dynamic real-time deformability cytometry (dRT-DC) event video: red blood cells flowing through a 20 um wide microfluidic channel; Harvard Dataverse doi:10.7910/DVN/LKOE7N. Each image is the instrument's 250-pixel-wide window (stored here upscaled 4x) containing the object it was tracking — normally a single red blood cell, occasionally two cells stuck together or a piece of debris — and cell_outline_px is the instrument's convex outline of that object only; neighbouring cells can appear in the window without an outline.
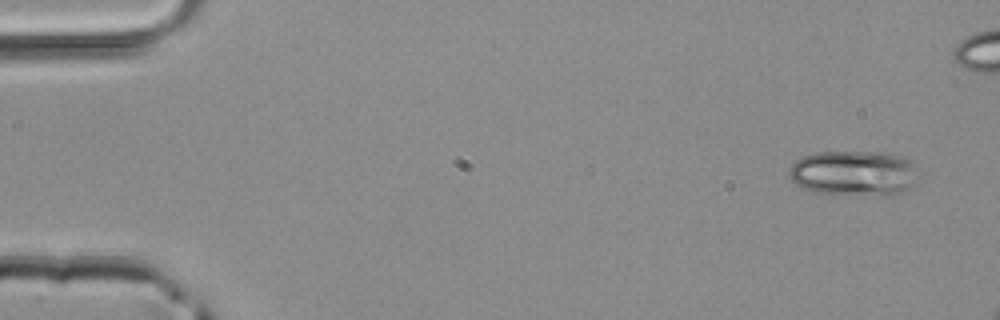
{"species": "common noctule bat (a hibernating species)", "species_latin": "Nyctalus noctula", "temperature_condition": "room temperature", "stored_images_in_passage": 3, "camera_frame_rate_fps": 3000, "um_per_image_px": 0.085, "animal": {"sex": "male", "body_mass_g": 20.4}, "frame": {"image": 1, "passage_image": 1, "time_ms": 0.0, "image_size_px": [1000, 320], "cell_outline_px": [[912, 184], [900, 192], [816, 192], [800, 188], [788, 176], [788, 168], [800, 156], [816, 152], [888, 152], [904, 156], [908, 160], [912, 180]], "centroid_in_image_um": [72.37, 14.64], "position_along_channel_um": 12.6, "area_um2": 32.37}}